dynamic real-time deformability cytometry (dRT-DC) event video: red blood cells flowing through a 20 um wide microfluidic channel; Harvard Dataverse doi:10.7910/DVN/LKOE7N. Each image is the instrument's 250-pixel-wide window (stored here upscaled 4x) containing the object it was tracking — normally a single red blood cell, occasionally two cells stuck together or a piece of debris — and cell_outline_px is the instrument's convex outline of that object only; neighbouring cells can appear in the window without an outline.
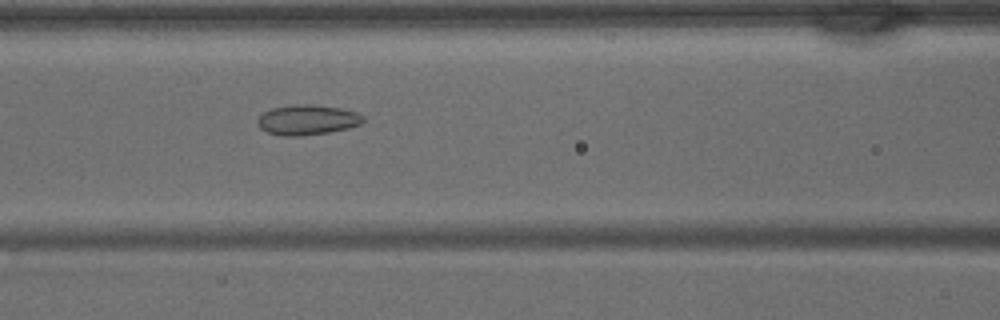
{"species": "common noctule bat (a hibernating species)", "species_latin": "Nyctalus noctula", "temperature_condition": "warm", "stored_images_in_passage": 42, "camera_frame_rate_fps": 3000, "um_per_image_px": 0.085, "animal": {"sex": "male", "body_mass_g": 15.6}, "frame": {"image": 1, "passage_image": 18, "time_ms": 5.667, "image_size_px": [1000, 320], "cell_outline_px": [[364, 120], [360, 124], [348, 128], [328, 132], [300, 136], [284, 136], [268, 132], [260, 128], [256, 124], [256, 120], [264, 112], [272, 108], [296, 104], [312, 104], [340, 108], [356, 112], [364, 116]], "centroid_in_image_um": [26.11, 10.18], "position_along_channel_um": 140.5, "area_um2": 18.5}}
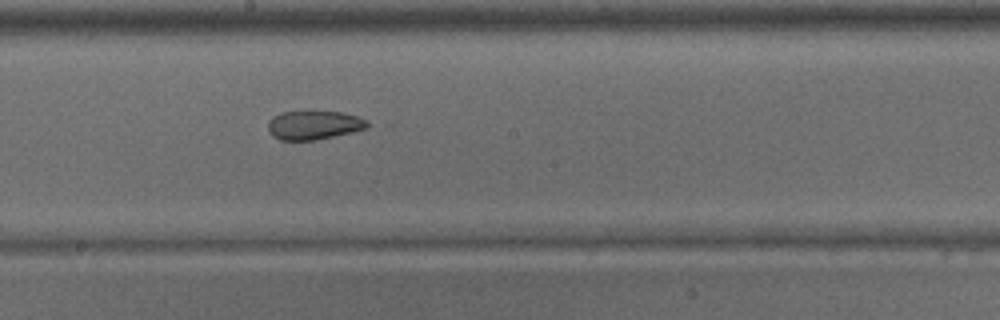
{"frame": {"image": 2, "passage_image": 23, "time_ms": 7.333, "image_size_px": [1000, 320], "cell_outline_px": [[376, 124], [368, 128], [352, 132], [316, 140], [280, 140], [272, 136], [268, 132], [268, 120], [272, 116], [280, 112], [340, 112], [356, 116], [368, 120]], "centroid_in_image_um": [26.71, 10.64], "position_along_channel_um": 221.5, "area_um2": 16.94}}
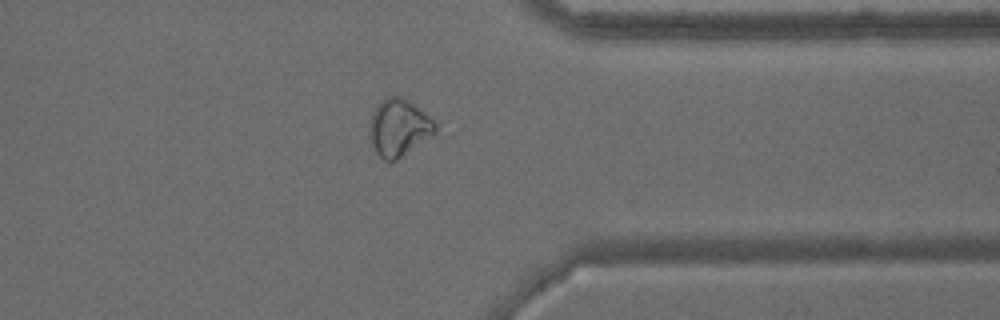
{"frame": {"image": 3, "passage_image": 33, "time_ms": 10.667, "image_size_px": [1000, 320], "cell_outline_px": [[436, 132], [396, 160], [384, 160], [376, 152], [368, 136], [368, 124], [372, 112], [388, 96], [400, 96], [412, 104], [428, 116], [436, 124]], "centroid_in_image_um": [33.84, 10.86], "position_along_channel_um": 377.6, "area_um2": 21.33}}